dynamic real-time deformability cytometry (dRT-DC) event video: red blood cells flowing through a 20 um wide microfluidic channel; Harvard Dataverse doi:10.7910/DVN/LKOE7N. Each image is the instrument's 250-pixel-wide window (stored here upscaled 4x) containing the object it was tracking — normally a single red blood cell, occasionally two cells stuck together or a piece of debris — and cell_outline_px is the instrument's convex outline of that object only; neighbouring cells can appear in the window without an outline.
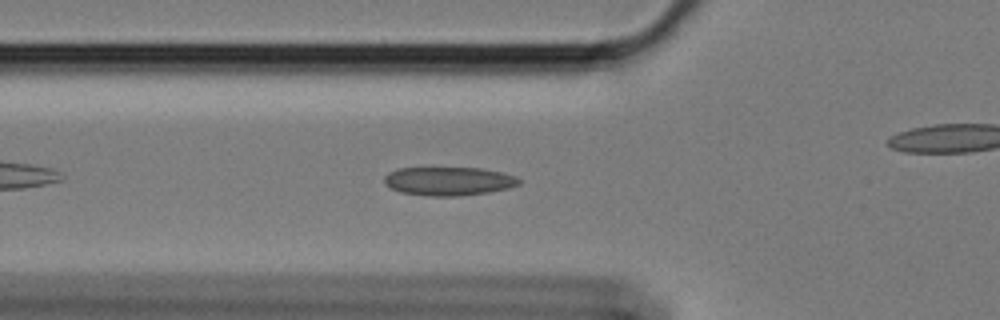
{"species": "Egyptian fruit bat (a non-hibernating species)", "species_latin": "Rousettus aegyptiacus", "temperature_condition": "cold", "stored_images_in_passage": 48, "camera_frame_rate_fps": 3000, "um_per_image_px": 0.085, "animal": {"sex": "female"}, "frame": {"image": 1, "passage_image": 9, "time_ms": 2.667, "image_size_px": [1000, 320], "cell_outline_px": [[520, 184], [508, 188], [488, 192], [460, 196], [428, 196], [400, 192], [384, 184], [384, 176], [388, 172], [400, 168], [480, 168], [500, 172], [516, 176], [520, 180]], "centroid_in_image_um": [38.12, 15.4], "position_along_channel_um": 87.7, "area_um2": 22.43}}
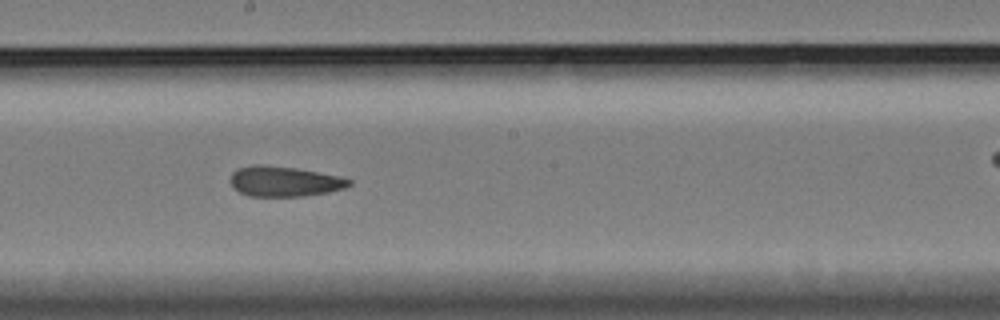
{"frame": {"image": 2, "passage_image": 21, "time_ms": 6.667, "image_size_px": [1000, 320], "cell_outline_px": [[352, 184], [344, 188], [328, 192], [304, 196], [248, 196], [232, 188], [228, 180], [232, 172], [236, 168], [252, 164], [264, 164], [296, 168], [340, 176], [352, 180]], "centroid_in_image_um": [24.11, 15.41], "position_along_channel_um": 224.1, "area_um2": 21.27}}
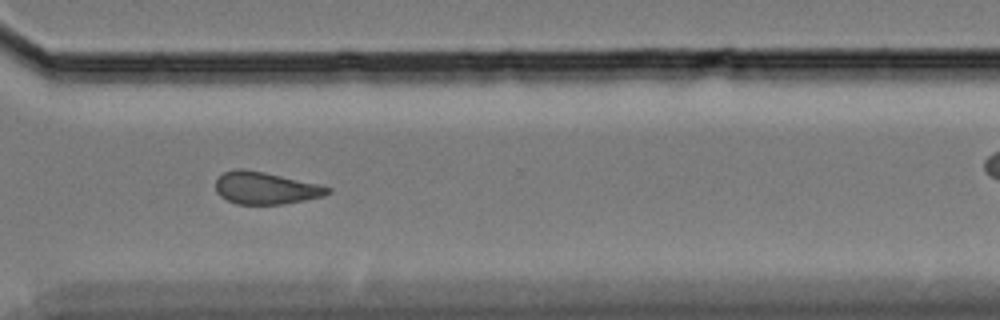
{"frame": {"image": 3, "passage_image": 32, "time_ms": 10.333, "image_size_px": [1000, 320], "cell_outline_px": [[332, 192], [324, 196], [284, 204], [236, 204], [220, 196], [216, 192], [216, 180], [224, 172], [236, 168], [240, 168], [264, 172], [320, 184], [332, 188]], "centroid_in_image_um": [22.59, 15.98], "position_along_channel_um": 348.0, "area_um2": 21.1}, "authors_computed_cell_mechanics": {"area_um2": 21.3282, "velocity_mm_per_s": 3.3895, "shape_relaxation_time_tau1_ms": null, "shape_relaxation_time_tau2_ms": 4.6102, "deformation_change_tau1": null, "deformation_change_tau2": 0.1252}}